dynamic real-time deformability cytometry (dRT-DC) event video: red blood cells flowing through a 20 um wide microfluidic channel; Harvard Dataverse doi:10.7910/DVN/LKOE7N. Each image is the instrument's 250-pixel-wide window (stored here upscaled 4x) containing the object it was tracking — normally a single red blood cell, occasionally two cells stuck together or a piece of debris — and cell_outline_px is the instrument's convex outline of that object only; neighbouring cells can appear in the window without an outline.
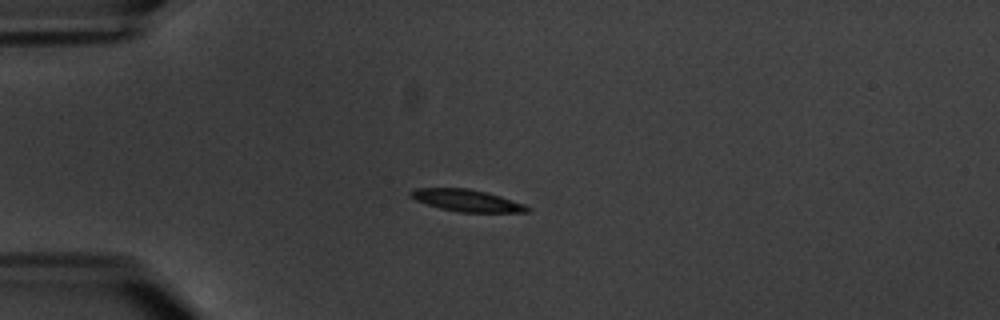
{"species": "common noctule bat (a hibernating species)", "species_latin": "Nyctalus noctula", "temperature_condition": "warm", "stored_images_in_passage": 4, "camera_frame_rate_fps": 3000, "um_per_image_px": 0.085, "animal": {"sex": "male", "body_mass_g": 20.1, "forearm_length_mm": 53.5}, "frame": {"image": 1, "passage_image": 4, "time_ms": 3.667, "image_size_px": [1000, 320], "cell_outline_px": [[532, 208], [528, 212], [460, 212], [440, 208], [416, 200], [408, 196], [408, 192], [416, 188], [468, 188], [488, 192], [524, 204]], "centroid_in_image_um": [39.67, 17.03], "position_along_channel_um": 45.3, "area_um2": 14.91}}